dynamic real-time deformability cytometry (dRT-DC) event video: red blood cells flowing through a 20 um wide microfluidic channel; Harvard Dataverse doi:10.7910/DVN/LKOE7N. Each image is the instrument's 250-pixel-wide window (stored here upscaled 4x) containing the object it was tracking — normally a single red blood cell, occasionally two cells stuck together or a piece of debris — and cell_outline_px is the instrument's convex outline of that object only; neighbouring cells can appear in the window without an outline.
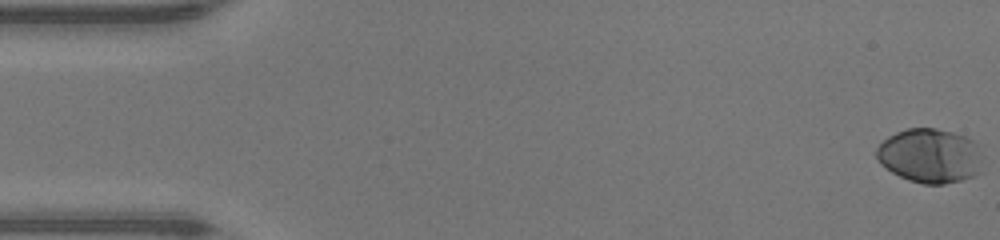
{"species": "human", "species_latin": "Homo sapiens", "temperature_condition": "warm", "stored_images_in_passage": 48, "camera_frame_rate_fps": 3000, "um_per_image_px": 0.085, "donor": {"sex": "male"}, "frame": {"image": 1, "passage_image": 1, "time_ms": 0.0, "image_size_px": [1000, 240], "cell_outline_px": [[984, 172], [960, 180], [944, 184], [924, 184], [908, 180], [892, 172], [880, 164], [876, 156], [876, 148], [888, 136], [896, 132], [908, 128], [936, 128], [968, 136], [980, 144], [984, 156]], "centroid_in_image_um": [79.14, 13.23], "position_along_channel_um": 5.9, "area_um2": 34.51}}
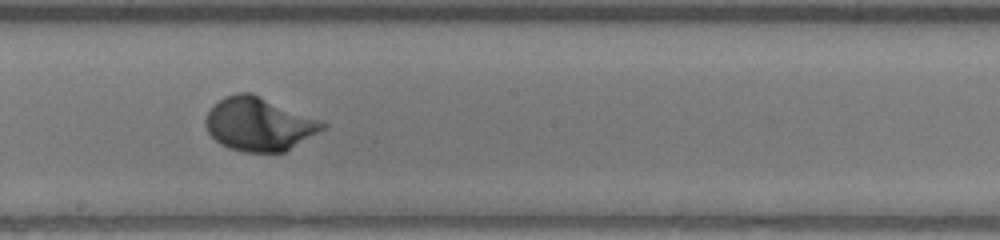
{"frame": {"image": 2, "passage_image": 27, "time_ms": 8.667, "image_size_px": [1000, 240], "cell_outline_px": [[328, 124], [324, 128], [284, 152], [244, 152], [228, 148], [220, 144], [208, 132], [204, 124], [204, 120], [208, 112], [224, 96], [236, 92], [252, 92], [324, 120]], "centroid_in_image_um": [22.03, 10.53], "position_along_channel_um": 226.2, "area_um2": 36.65}}
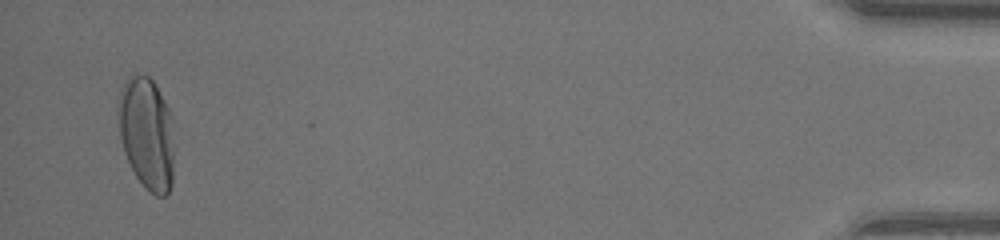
{"frame": {"image": 3, "passage_image": 47, "time_ms": 15.333, "image_size_px": [1000, 240], "cell_outline_px": [[176, 148], [172, 184], [168, 192], [164, 196], [156, 196], [136, 176], [124, 152], [120, 136], [116, 104], [120, 92], [128, 76], [148, 76], [152, 80], [168, 108], [172, 120]], "centroid_in_image_um": [12.5, 11.35], "position_along_channel_um": 422.7, "area_um2": 36.93}, "authors_computed_cell_mechanics": {"area_um2": 34.2754, "velocity_mm_per_s": 4.3301, "shape_relaxation_time_tau1_ms": 2.3544, "shape_relaxation_time_tau2_ms": null, "deformation_change_tau1": 0.1813, "deformation_change_tau2": null}}